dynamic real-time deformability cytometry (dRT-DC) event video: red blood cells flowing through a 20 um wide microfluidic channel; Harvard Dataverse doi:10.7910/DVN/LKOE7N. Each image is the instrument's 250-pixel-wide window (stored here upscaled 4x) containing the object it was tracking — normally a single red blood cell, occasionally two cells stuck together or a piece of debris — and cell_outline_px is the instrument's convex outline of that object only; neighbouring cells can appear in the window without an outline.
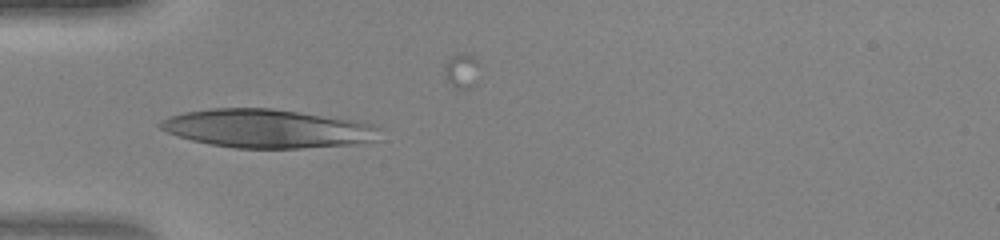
{"species": "human", "species_latin": "Homo sapiens", "temperature_condition": "warm", "stored_images_in_passage": 20, "camera_frame_rate_fps": 3000, "um_per_image_px": 0.085, "donor": {"sex": "female"}, "frame": {"image": 1, "passage_image": 1, "time_ms": 0.0, "image_size_px": [1000, 240], "cell_outline_px": [[380, 128], [376, 140], [356, 144], [300, 148], [232, 148], [192, 140], [168, 132], [160, 128], [156, 124], [160, 120], [168, 116], [184, 112], [212, 108], [272, 108], [356, 120], [372, 124]], "centroid_in_image_um": [22.72, 10.92], "position_along_channel_um": 62.3, "area_um2": 49.36}}
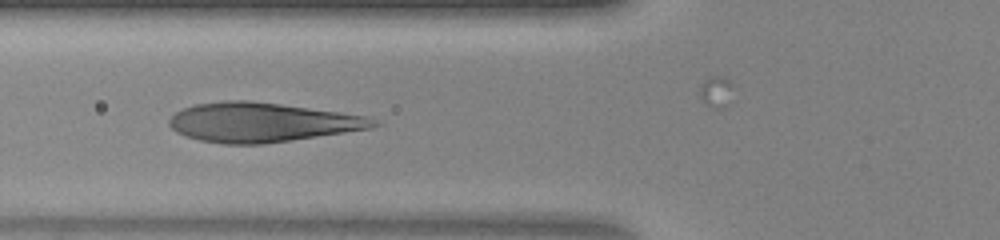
{"frame": {"image": 2, "passage_image": 4, "time_ms": 1.0, "image_size_px": [1000, 240], "cell_outline_px": [[384, 124], [372, 128], [292, 140], [264, 144], [224, 144], [200, 140], [184, 136], [176, 132], [168, 124], [168, 120], [176, 112], [184, 108], [196, 104], [224, 100], [248, 100], [280, 104], [340, 112], [368, 116]], "centroid_in_image_um": [22.26, 10.4], "position_along_channel_um": 103.5, "area_um2": 46.88}}